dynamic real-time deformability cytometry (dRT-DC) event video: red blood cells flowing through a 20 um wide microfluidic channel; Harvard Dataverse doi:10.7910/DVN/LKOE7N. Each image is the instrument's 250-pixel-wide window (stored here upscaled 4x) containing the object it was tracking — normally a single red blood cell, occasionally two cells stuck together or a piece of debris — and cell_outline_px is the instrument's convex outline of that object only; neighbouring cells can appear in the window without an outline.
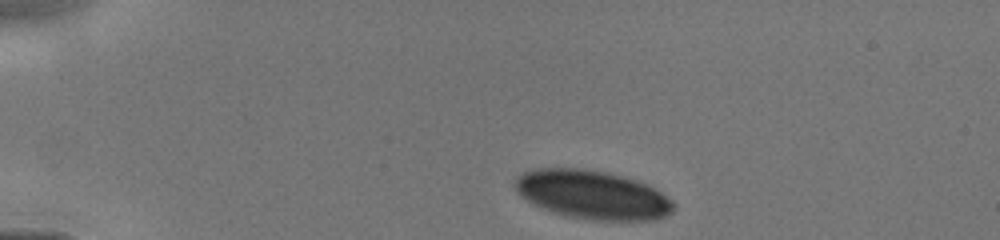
{"species": "human", "species_latin": "Homo sapiens", "temperature_condition": "cold", "stored_images_in_passage": 15, "camera_frame_rate_fps": 3000, "um_per_image_px": 0.085, "donor": {"sex": "male"}, "frame": {"image": 1, "passage_image": 1, "time_ms": 0.0, "image_size_px": [1000, 240], "cell_outline_px": [[676, 204], [672, 212], [664, 216], [652, 220], [592, 220], [568, 216], [544, 208], [520, 196], [516, 192], [512, 184], [516, 176], [524, 172], [540, 168], [580, 168], [604, 172], [636, 180], [648, 184], [672, 200]], "centroid_in_image_um": [50.34, 16.54], "position_along_channel_um": 34.7, "area_um2": 44.74}}
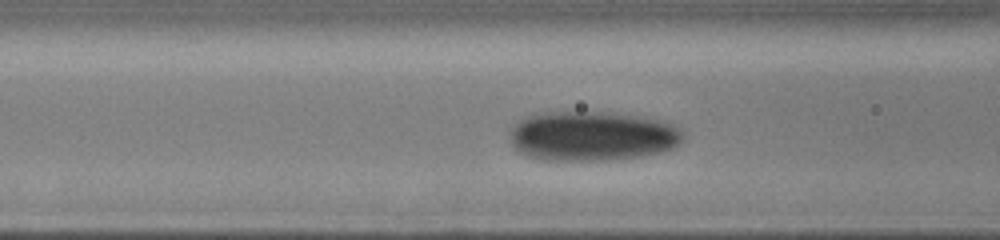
{"frame": {"image": 2, "passage_image": 13, "time_ms": 3.333, "image_size_px": [1000, 240], "cell_outline_px": [[684, 136], [672, 148], [660, 152], [640, 156], [612, 160], [540, 160], [528, 156], [512, 148], [512, 128], [524, 116], [536, 112], [616, 112], [648, 116], [668, 120], [676, 124], [684, 132]], "centroid_in_image_um": [50.38, 11.54], "position_along_channel_um": 116.2, "area_um2": 50.98}}
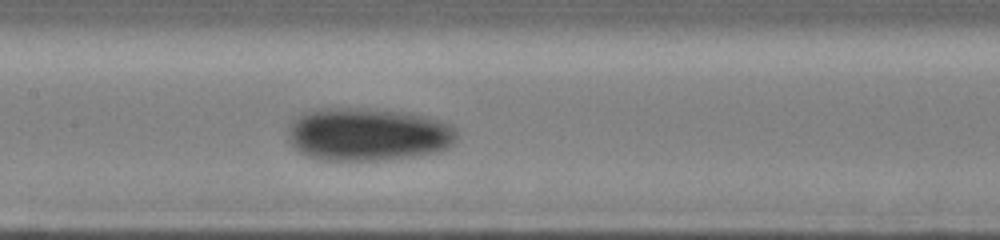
{"frame": {"image": 3, "passage_image": 15, "time_ms": 4.667, "image_size_px": [1000, 240], "cell_outline_px": [[456, 140], [448, 148], [440, 152], [388, 160], [320, 160], [308, 156], [300, 152], [288, 140], [288, 124], [296, 116], [304, 112], [316, 108], [368, 108], [408, 112], [428, 116], [452, 124], [456, 128]], "centroid_in_image_um": [31.28, 11.41], "position_along_channel_um": 176.1, "area_um2": 53.12}}